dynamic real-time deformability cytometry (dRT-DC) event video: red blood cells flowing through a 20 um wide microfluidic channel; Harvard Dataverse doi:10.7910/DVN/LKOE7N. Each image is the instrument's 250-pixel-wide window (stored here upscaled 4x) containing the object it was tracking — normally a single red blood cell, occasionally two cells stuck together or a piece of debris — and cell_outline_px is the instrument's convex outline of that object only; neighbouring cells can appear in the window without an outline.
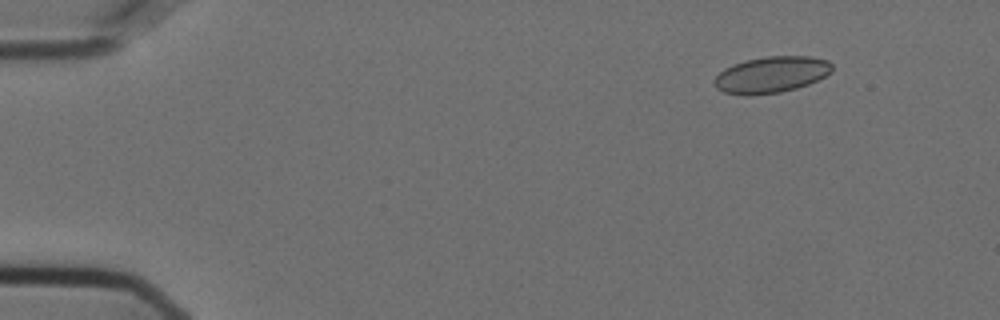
{"species": "Egyptian fruit bat (a non-hibernating species)", "species_latin": "Rousettus aegyptiacus", "temperature_condition": "cold", "stored_images_in_passage": 41, "camera_frame_rate_fps": 3000, "um_per_image_px": 0.085, "animal": {"sex": "female"}, "frame": {"image": 1, "passage_image": 1, "time_ms": 0.0, "image_size_px": [1000, 320], "cell_outline_px": [[832, 72], [808, 84], [796, 88], [780, 92], [752, 96], [744, 96], [724, 92], [716, 88], [712, 80], [724, 68], [732, 64], [744, 60], [768, 56], [808, 56], [828, 60], [832, 64]], "centroid_in_image_um": [65.52, 6.35], "position_along_channel_um": 19.5, "area_um2": 25.14}}
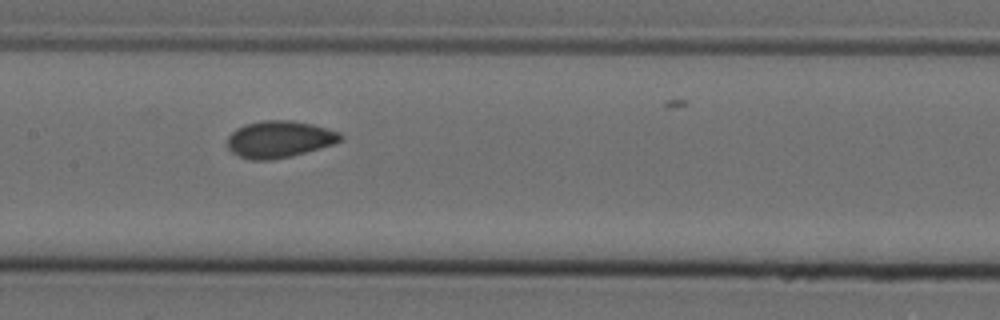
{"frame": {"image": 2, "passage_image": 23, "time_ms": 7.333, "image_size_px": [1000, 320], "cell_outline_px": [[344, 136], [340, 140], [332, 144], [320, 148], [292, 156], [268, 160], [252, 160], [240, 156], [232, 152], [228, 148], [228, 136], [236, 128], [244, 124], [264, 120], [292, 120], [312, 124], [340, 132]], "centroid_in_image_um": [23.73, 11.83], "position_along_channel_um": 183.7, "area_um2": 24.22}}
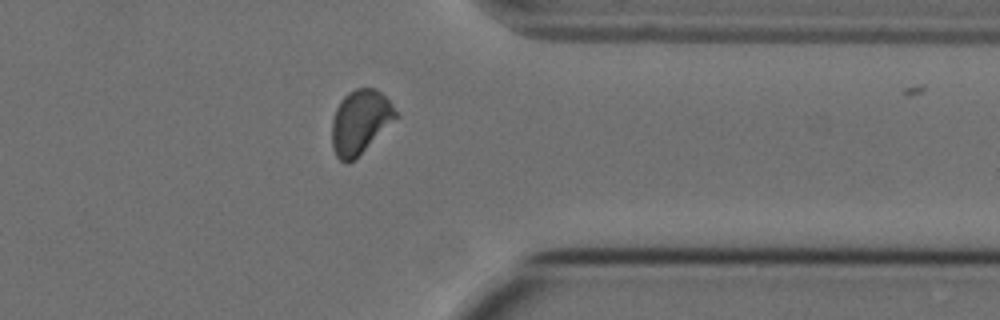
{"frame": {"image": 3, "passage_image": 40, "time_ms": 13.0, "image_size_px": [1000, 320], "cell_outline_px": [[400, 116], [348, 164], [344, 164], [336, 156], [332, 148], [332, 120], [336, 108], [340, 100], [348, 92], [356, 88], [376, 88], [392, 104]], "centroid_in_image_um": [30.61, 10.35], "position_along_channel_um": 380.8, "area_um2": 23.76}}